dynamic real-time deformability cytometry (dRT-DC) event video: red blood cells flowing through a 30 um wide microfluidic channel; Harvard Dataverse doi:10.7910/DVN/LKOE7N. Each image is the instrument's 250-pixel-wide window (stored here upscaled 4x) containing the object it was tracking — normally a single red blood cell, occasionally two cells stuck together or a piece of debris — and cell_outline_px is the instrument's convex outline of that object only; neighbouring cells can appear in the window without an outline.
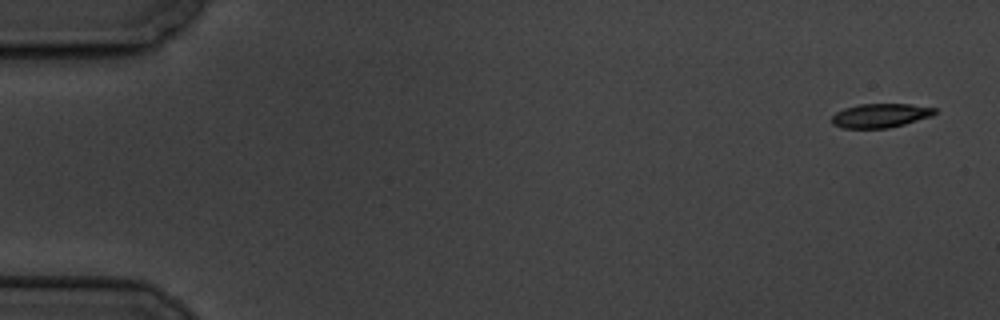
{"species": "common noctule bat (a hibernating species)", "species_latin": "Nyctalus noctula", "temperature_condition": "cold", "stored_images_in_passage": 4, "camera_frame_rate_fps": 3000, "um_per_image_px": 0.085, "animal": {"sex": "male", "body_mass_g": 19.5, "forearm_length_mm": 54.6}, "frame": {"image": 1, "passage_image": 1, "time_ms": 0.0, "image_size_px": [1000, 320], "cell_outline_px": [[936, 112], [932, 116], [904, 124], [888, 128], [844, 128], [832, 124], [832, 116], [836, 112], [844, 108], [860, 104], [912, 104], [936, 108]], "centroid_in_image_um": [74.84, 9.82], "position_along_channel_um": 10.2, "area_um2": 14.39}}